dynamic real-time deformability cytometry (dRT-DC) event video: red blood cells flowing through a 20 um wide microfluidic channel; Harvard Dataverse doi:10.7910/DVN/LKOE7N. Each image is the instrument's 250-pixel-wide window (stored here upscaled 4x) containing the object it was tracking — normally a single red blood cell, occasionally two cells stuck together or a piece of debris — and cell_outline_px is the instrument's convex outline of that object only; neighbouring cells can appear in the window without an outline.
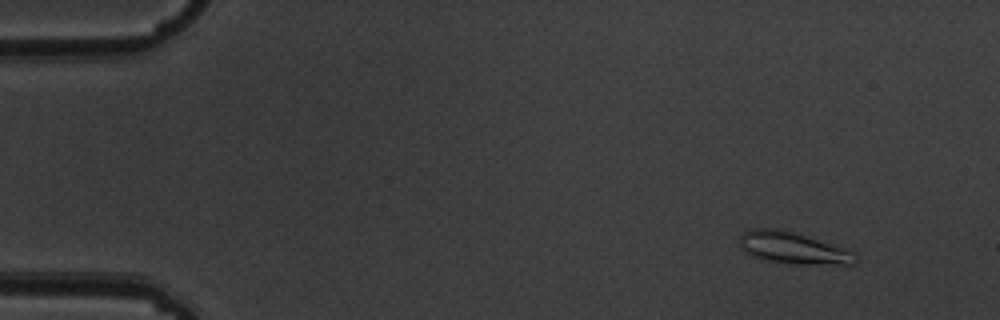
{"species": "common noctule bat (a hibernating species)", "species_latin": "Nyctalus noctula", "temperature_condition": "warm", "stored_images_in_passage": 5, "camera_frame_rate_fps": 3000, "um_per_image_px": 0.085, "animal": {"sex": "male", "body_mass_g": 19.5, "forearm_length_mm": 54.6}, "frame": {"image": 1, "passage_image": 2, "time_ms": 0.333, "image_size_px": [1000, 320], "cell_outline_px": [[856, 264], [800, 264], [764, 260], [744, 252], [740, 248], [740, 236], [744, 232], [752, 228], [780, 228], [844, 248], [856, 252]], "centroid_in_image_um": [67.39, 21.08], "position_along_channel_um": 17.6, "area_um2": 21.27}}
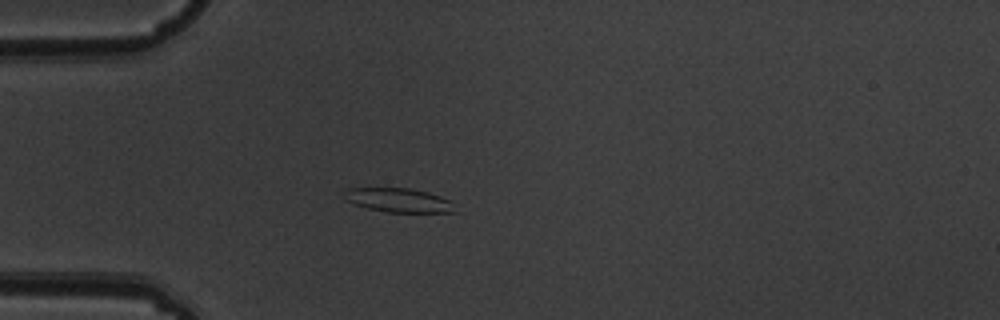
{"frame": {"image": 2, "passage_image": 5, "time_ms": 1.333, "image_size_px": [1000, 320], "cell_outline_px": [[460, 212], [388, 212], [368, 208], [344, 200], [348, 188], [408, 188], [428, 192], [440, 196], [448, 200]], "centroid_in_image_um": [33.92, 17.02], "position_along_channel_um": 51.1, "area_um2": 15.32}}